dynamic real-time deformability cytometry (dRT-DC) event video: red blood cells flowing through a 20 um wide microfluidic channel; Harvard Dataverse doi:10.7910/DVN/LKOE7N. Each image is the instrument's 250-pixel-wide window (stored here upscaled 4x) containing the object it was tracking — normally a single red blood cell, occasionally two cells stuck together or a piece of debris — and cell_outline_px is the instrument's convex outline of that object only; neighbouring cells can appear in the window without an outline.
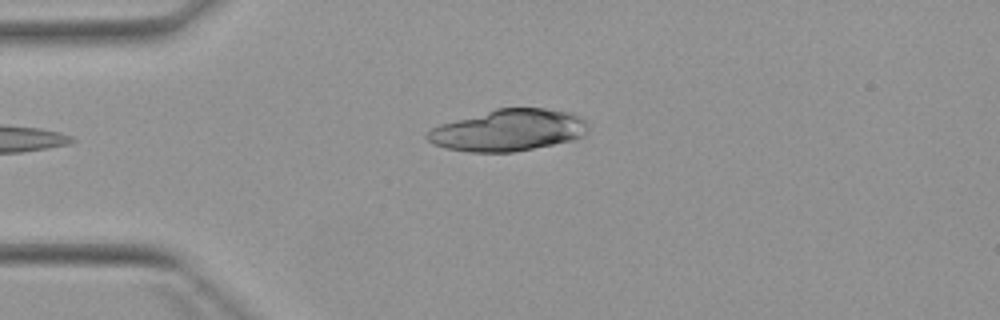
{"species": "Egyptian fruit bat (a non-hibernating species)", "species_latin": "Rousettus aegyptiacus", "temperature_condition": "warm", "stored_images_in_passage": 5, "camera_frame_rate_fps": 3000, "um_per_image_px": 0.085, "animal": {"sex": "female"}, "frame": {"image": 1, "passage_image": 5, "time_ms": 4.667, "image_size_px": [1000, 320], "cell_outline_px": [[588, 128], [584, 136], [572, 140], [512, 152], [468, 152], [444, 148], [432, 144], [424, 136], [432, 128], [440, 124], [496, 108], [544, 108], [572, 112], [580, 116], [584, 120]], "centroid_in_image_um": [43.19, 11.07], "position_along_channel_um": 41.8, "area_um2": 39.02}}